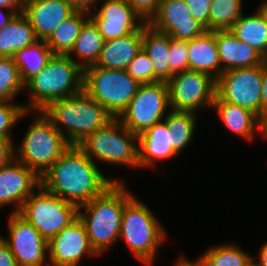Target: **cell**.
<instances>
[{"instance_id": "8d00e7d4", "label": "cell", "mask_w": 267, "mask_h": 266, "mask_svg": "<svg viewBox=\"0 0 267 266\" xmlns=\"http://www.w3.org/2000/svg\"><path fill=\"white\" fill-rule=\"evenodd\" d=\"M192 17L209 31V9L211 0H184Z\"/></svg>"}, {"instance_id": "6da1fadb", "label": "cell", "mask_w": 267, "mask_h": 266, "mask_svg": "<svg viewBox=\"0 0 267 266\" xmlns=\"http://www.w3.org/2000/svg\"><path fill=\"white\" fill-rule=\"evenodd\" d=\"M120 179L108 178L78 145H71L41 176V185L78 207L101 195Z\"/></svg>"}, {"instance_id": "7c38bea8", "label": "cell", "mask_w": 267, "mask_h": 266, "mask_svg": "<svg viewBox=\"0 0 267 266\" xmlns=\"http://www.w3.org/2000/svg\"><path fill=\"white\" fill-rule=\"evenodd\" d=\"M170 109L196 113L211 109L216 96V80L202 72L186 70L168 81Z\"/></svg>"}, {"instance_id": "ffe728a7", "label": "cell", "mask_w": 267, "mask_h": 266, "mask_svg": "<svg viewBox=\"0 0 267 266\" xmlns=\"http://www.w3.org/2000/svg\"><path fill=\"white\" fill-rule=\"evenodd\" d=\"M221 74L235 68L262 65L267 59L255 48L240 41L230 30H214Z\"/></svg>"}, {"instance_id": "7a4b0ae2", "label": "cell", "mask_w": 267, "mask_h": 266, "mask_svg": "<svg viewBox=\"0 0 267 266\" xmlns=\"http://www.w3.org/2000/svg\"><path fill=\"white\" fill-rule=\"evenodd\" d=\"M124 182H114L101 195L78 208L90 245L99 256L119 240L124 207L135 196Z\"/></svg>"}, {"instance_id": "9a60e30c", "label": "cell", "mask_w": 267, "mask_h": 266, "mask_svg": "<svg viewBox=\"0 0 267 266\" xmlns=\"http://www.w3.org/2000/svg\"><path fill=\"white\" fill-rule=\"evenodd\" d=\"M85 256L99 255L91 247L79 217L48 241L49 266H79Z\"/></svg>"}, {"instance_id": "7dc6e473", "label": "cell", "mask_w": 267, "mask_h": 266, "mask_svg": "<svg viewBox=\"0 0 267 266\" xmlns=\"http://www.w3.org/2000/svg\"><path fill=\"white\" fill-rule=\"evenodd\" d=\"M179 259V260H178ZM177 261L175 262V266H201L197 260L196 261H190L187 259V257L182 256L179 257Z\"/></svg>"}, {"instance_id": "277c9868", "label": "cell", "mask_w": 267, "mask_h": 266, "mask_svg": "<svg viewBox=\"0 0 267 266\" xmlns=\"http://www.w3.org/2000/svg\"><path fill=\"white\" fill-rule=\"evenodd\" d=\"M42 113L71 145H78L113 119L109 112L84 90L51 102Z\"/></svg>"}, {"instance_id": "ee69618b", "label": "cell", "mask_w": 267, "mask_h": 266, "mask_svg": "<svg viewBox=\"0 0 267 266\" xmlns=\"http://www.w3.org/2000/svg\"><path fill=\"white\" fill-rule=\"evenodd\" d=\"M6 10L7 12L3 11ZM16 15V13L13 10H8L5 8L0 7V30L8 24Z\"/></svg>"}, {"instance_id": "74e56055", "label": "cell", "mask_w": 267, "mask_h": 266, "mask_svg": "<svg viewBox=\"0 0 267 266\" xmlns=\"http://www.w3.org/2000/svg\"><path fill=\"white\" fill-rule=\"evenodd\" d=\"M133 9L148 23L158 11L160 0H126Z\"/></svg>"}, {"instance_id": "bcb514c9", "label": "cell", "mask_w": 267, "mask_h": 266, "mask_svg": "<svg viewBox=\"0 0 267 266\" xmlns=\"http://www.w3.org/2000/svg\"><path fill=\"white\" fill-rule=\"evenodd\" d=\"M260 120V132H259V137H262L263 139H267V110H265L261 117L259 118Z\"/></svg>"}, {"instance_id": "d4e9b609", "label": "cell", "mask_w": 267, "mask_h": 266, "mask_svg": "<svg viewBox=\"0 0 267 266\" xmlns=\"http://www.w3.org/2000/svg\"><path fill=\"white\" fill-rule=\"evenodd\" d=\"M143 51L153 65V83L169 80V35L154 30L148 23L143 26Z\"/></svg>"}, {"instance_id": "e575fe53", "label": "cell", "mask_w": 267, "mask_h": 266, "mask_svg": "<svg viewBox=\"0 0 267 266\" xmlns=\"http://www.w3.org/2000/svg\"><path fill=\"white\" fill-rule=\"evenodd\" d=\"M169 79L176 73L188 70V41L169 36Z\"/></svg>"}, {"instance_id": "ba28073f", "label": "cell", "mask_w": 267, "mask_h": 266, "mask_svg": "<svg viewBox=\"0 0 267 266\" xmlns=\"http://www.w3.org/2000/svg\"><path fill=\"white\" fill-rule=\"evenodd\" d=\"M140 83L126 70L106 69L91 65L84 69L83 90L113 118H118L127 108Z\"/></svg>"}, {"instance_id": "4fadbf2b", "label": "cell", "mask_w": 267, "mask_h": 266, "mask_svg": "<svg viewBox=\"0 0 267 266\" xmlns=\"http://www.w3.org/2000/svg\"><path fill=\"white\" fill-rule=\"evenodd\" d=\"M8 236L1 238L8 244L19 266H49L48 241L18 213L8 216Z\"/></svg>"}, {"instance_id": "60d3db41", "label": "cell", "mask_w": 267, "mask_h": 266, "mask_svg": "<svg viewBox=\"0 0 267 266\" xmlns=\"http://www.w3.org/2000/svg\"><path fill=\"white\" fill-rule=\"evenodd\" d=\"M99 0H68L76 11L92 12Z\"/></svg>"}, {"instance_id": "3957f363", "label": "cell", "mask_w": 267, "mask_h": 266, "mask_svg": "<svg viewBox=\"0 0 267 266\" xmlns=\"http://www.w3.org/2000/svg\"><path fill=\"white\" fill-rule=\"evenodd\" d=\"M83 81L84 70L70 56L54 54L44 69L25 85L29 99L28 104H23L24 109L31 116L55 100L81 93Z\"/></svg>"}, {"instance_id": "44dd1931", "label": "cell", "mask_w": 267, "mask_h": 266, "mask_svg": "<svg viewBox=\"0 0 267 266\" xmlns=\"http://www.w3.org/2000/svg\"><path fill=\"white\" fill-rule=\"evenodd\" d=\"M142 41L143 27L127 36L104 41L95 66L106 69L125 70L142 50Z\"/></svg>"}, {"instance_id": "ab89813d", "label": "cell", "mask_w": 267, "mask_h": 266, "mask_svg": "<svg viewBox=\"0 0 267 266\" xmlns=\"http://www.w3.org/2000/svg\"><path fill=\"white\" fill-rule=\"evenodd\" d=\"M0 266H18L8 244L0 236Z\"/></svg>"}, {"instance_id": "cb8c5ba5", "label": "cell", "mask_w": 267, "mask_h": 266, "mask_svg": "<svg viewBox=\"0 0 267 266\" xmlns=\"http://www.w3.org/2000/svg\"><path fill=\"white\" fill-rule=\"evenodd\" d=\"M229 30L267 59V11L261 4L254 14H242Z\"/></svg>"}, {"instance_id": "4316f807", "label": "cell", "mask_w": 267, "mask_h": 266, "mask_svg": "<svg viewBox=\"0 0 267 266\" xmlns=\"http://www.w3.org/2000/svg\"><path fill=\"white\" fill-rule=\"evenodd\" d=\"M103 44V36L98 27L89 18L81 27L79 36L67 55L84 70L88 66L96 64Z\"/></svg>"}, {"instance_id": "484cf974", "label": "cell", "mask_w": 267, "mask_h": 266, "mask_svg": "<svg viewBox=\"0 0 267 266\" xmlns=\"http://www.w3.org/2000/svg\"><path fill=\"white\" fill-rule=\"evenodd\" d=\"M38 41L29 20L21 12L0 30V57L13 58L19 50Z\"/></svg>"}, {"instance_id": "8992f818", "label": "cell", "mask_w": 267, "mask_h": 266, "mask_svg": "<svg viewBox=\"0 0 267 266\" xmlns=\"http://www.w3.org/2000/svg\"><path fill=\"white\" fill-rule=\"evenodd\" d=\"M33 124L15 147L16 159L34 170L40 177L71 146L65 136L42 113L36 111Z\"/></svg>"}, {"instance_id": "1f68e13d", "label": "cell", "mask_w": 267, "mask_h": 266, "mask_svg": "<svg viewBox=\"0 0 267 266\" xmlns=\"http://www.w3.org/2000/svg\"><path fill=\"white\" fill-rule=\"evenodd\" d=\"M242 0H211L209 31L229 30L241 17Z\"/></svg>"}, {"instance_id": "c3c4849f", "label": "cell", "mask_w": 267, "mask_h": 266, "mask_svg": "<svg viewBox=\"0 0 267 266\" xmlns=\"http://www.w3.org/2000/svg\"><path fill=\"white\" fill-rule=\"evenodd\" d=\"M246 266H257L256 260L252 259Z\"/></svg>"}, {"instance_id": "5b68a950", "label": "cell", "mask_w": 267, "mask_h": 266, "mask_svg": "<svg viewBox=\"0 0 267 266\" xmlns=\"http://www.w3.org/2000/svg\"><path fill=\"white\" fill-rule=\"evenodd\" d=\"M162 224L145 203L134 196L124 207L119 240L129 247L137 261L152 266L157 250L167 237Z\"/></svg>"}, {"instance_id": "836d02e7", "label": "cell", "mask_w": 267, "mask_h": 266, "mask_svg": "<svg viewBox=\"0 0 267 266\" xmlns=\"http://www.w3.org/2000/svg\"><path fill=\"white\" fill-rule=\"evenodd\" d=\"M26 115L29 112L24 109L23 103L0 100V138L13 139L11 130Z\"/></svg>"}, {"instance_id": "30bf717a", "label": "cell", "mask_w": 267, "mask_h": 266, "mask_svg": "<svg viewBox=\"0 0 267 266\" xmlns=\"http://www.w3.org/2000/svg\"><path fill=\"white\" fill-rule=\"evenodd\" d=\"M169 110L167 82L140 84L137 93L118 119L131 132L139 135L155 123L163 121Z\"/></svg>"}, {"instance_id": "b9f144b4", "label": "cell", "mask_w": 267, "mask_h": 266, "mask_svg": "<svg viewBox=\"0 0 267 266\" xmlns=\"http://www.w3.org/2000/svg\"><path fill=\"white\" fill-rule=\"evenodd\" d=\"M267 110V60L262 64L261 115Z\"/></svg>"}, {"instance_id": "681fc988", "label": "cell", "mask_w": 267, "mask_h": 266, "mask_svg": "<svg viewBox=\"0 0 267 266\" xmlns=\"http://www.w3.org/2000/svg\"><path fill=\"white\" fill-rule=\"evenodd\" d=\"M264 9L267 11V0H264L262 3H260Z\"/></svg>"}, {"instance_id": "2e32d148", "label": "cell", "mask_w": 267, "mask_h": 266, "mask_svg": "<svg viewBox=\"0 0 267 266\" xmlns=\"http://www.w3.org/2000/svg\"><path fill=\"white\" fill-rule=\"evenodd\" d=\"M148 24L156 31L168 34L172 39L192 40L207 29L192 15L184 0H160L158 11Z\"/></svg>"}, {"instance_id": "d590c367", "label": "cell", "mask_w": 267, "mask_h": 266, "mask_svg": "<svg viewBox=\"0 0 267 266\" xmlns=\"http://www.w3.org/2000/svg\"><path fill=\"white\" fill-rule=\"evenodd\" d=\"M126 72L140 84L153 83V65L143 49L129 63Z\"/></svg>"}, {"instance_id": "52a82bcc", "label": "cell", "mask_w": 267, "mask_h": 266, "mask_svg": "<svg viewBox=\"0 0 267 266\" xmlns=\"http://www.w3.org/2000/svg\"><path fill=\"white\" fill-rule=\"evenodd\" d=\"M78 146L95 163L99 161L139 168L138 135L126 128L118 118H113L88 135Z\"/></svg>"}, {"instance_id": "f1b7e54d", "label": "cell", "mask_w": 267, "mask_h": 266, "mask_svg": "<svg viewBox=\"0 0 267 266\" xmlns=\"http://www.w3.org/2000/svg\"><path fill=\"white\" fill-rule=\"evenodd\" d=\"M89 19V13L75 11L70 17L62 21L46 40L54 54L67 55L79 36L83 24Z\"/></svg>"}, {"instance_id": "83f0119b", "label": "cell", "mask_w": 267, "mask_h": 266, "mask_svg": "<svg viewBox=\"0 0 267 266\" xmlns=\"http://www.w3.org/2000/svg\"><path fill=\"white\" fill-rule=\"evenodd\" d=\"M53 55V51L44 40H38L14 54L13 59L24 86L44 69Z\"/></svg>"}, {"instance_id": "603a6c76", "label": "cell", "mask_w": 267, "mask_h": 266, "mask_svg": "<svg viewBox=\"0 0 267 266\" xmlns=\"http://www.w3.org/2000/svg\"><path fill=\"white\" fill-rule=\"evenodd\" d=\"M211 109H214L231 133L244 140L251 141L256 135H260L259 117L250 110L225 101H214Z\"/></svg>"}, {"instance_id": "9c48e42d", "label": "cell", "mask_w": 267, "mask_h": 266, "mask_svg": "<svg viewBox=\"0 0 267 266\" xmlns=\"http://www.w3.org/2000/svg\"><path fill=\"white\" fill-rule=\"evenodd\" d=\"M78 206L39 186L18 211L49 241L78 218Z\"/></svg>"}, {"instance_id": "ac0fdd59", "label": "cell", "mask_w": 267, "mask_h": 266, "mask_svg": "<svg viewBox=\"0 0 267 266\" xmlns=\"http://www.w3.org/2000/svg\"><path fill=\"white\" fill-rule=\"evenodd\" d=\"M75 11L68 0H24L22 9L37 39L44 41Z\"/></svg>"}, {"instance_id": "f6af8a7d", "label": "cell", "mask_w": 267, "mask_h": 266, "mask_svg": "<svg viewBox=\"0 0 267 266\" xmlns=\"http://www.w3.org/2000/svg\"><path fill=\"white\" fill-rule=\"evenodd\" d=\"M253 259H259V262H256L258 266H267V242L261 245L258 257L254 256Z\"/></svg>"}, {"instance_id": "7bdbcfd3", "label": "cell", "mask_w": 267, "mask_h": 266, "mask_svg": "<svg viewBox=\"0 0 267 266\" xmlns=\"http://www.w3.org/2000/svg\"><path fill=\"white\" fill-rule=\"evenodd\" d=\"M24 0H0V7L13 10L16 14L22 12Z\"/></svg>"}, {"instance_id": "7402d4cb", "label": "cell", "mask_w": 267, "mask_h": 266, "mask_svg": "<svg viewBox=\"0 0 267 266\" xmlns=\"http://www.w3.org/2000/svg\"><path fill=\"white\" fill-rule=\"evenodd\" d=\"M188 70L202 72L215 80L221 75V64L214 31L188 41Z\"/></svg>"}, {"instance_id": "5bb4252c", "label": "cell", "mask_w": 267, "mask_h": 266, "mask_svg": "<svg viewBox=\"0 0 267 266\" xmlns=\"http://www.w3.org/2000/svg\"><path fill=\"white\" fill-rule=\"evenodd\" d=\"M104 41L129 35L140 30L146 22L126 0H104L89 13Z\"/></svg>"}, {"instance_id": "d6986e66", "label": "cell", "mask_w": 267, "mask_h": 266, "mask_svg": "<svg viewBox=\"0 0 267 266\" xmlns=\"http://www.w3.org/2000/svg\"><path fill=\"white\" fill-rule=\"evenodd\" d=\"M175 156L179 155L172 147L171 133L164 120L138 135L139 169L155 168L157 162L170 160Z\"/></svg>"}, {"instance_id": "4dcf8cb0", "label": "cell", "mask_w": 267, "mask_h": 266, "mask_svg": "<svg viewBox=\"0 0 267 266\" xmlns=\"http://www.w3.org/2000/svg\"><path fill=\"white\" fill-rule=\"evenodd\" d=\"M253 257L238 245L222 243L207 248L197 262L201 266H246Z\"/></svg>"}, {"instance_id": "e0dca14e", "label": "cell", "mask_w": 267, "mask_h": 266, "mask_svg": "<svg viewBox=\"0 0 267 266\" xmlns=\"http://www.w3.org/2000/svg\"><path fill=\"white\" fill-rule=\"evenodd\" d=\"M41 186V177L22 162L14 159L0 168V209L14 205L12 213H18L22 203Z\"/></svg>"}, {"instance_id": "8fae6325", "label": "cell", "mask_w": 267, "mask_h": 266, "mask_svg": "<svg viewBox=\"0 0 267 266\" xmlns=\"http://www.w3.org/2000/svg\"><path fill=\"white\" fill-rule=\"evenodd\" d=\"M262 65L235 68L216 80L214 101H225L246 108L261 117Z\"/></svg>"}, {"instance_id": "d6a6232c", "label": "cell", "mask_w": 267, "mask_h": 266, "mask_svg": "<svg viewBox=\"0 0 267 266\" xmlns=\"http://www.w3.org/2000/svg\"><path fill=\"white\" fill-rule=\"evenodd\" d=\"M25 90L18 66L10 57H0V100L13 101Z\"/></svg>"}, {"instance_id": "f35d334b", "label": "cell", "mask_w": 267, "mask_h": 266, "mask_svg": "<svg viewBox=\"0 0 267 266\" xmlns=\"http://www.w3.org/2000/svg\"><path fill=\"white\" fill-rule=\"evenodd\" d=\"M13 139L0 138V168L16 159Z\"/></svg>"}, {"instance_id": "f546056e", "label": "cell", "mask_w": 267, "mask_h": 266, "mask_svg": "<svg viewBox=\"0 0 267 266\" xmlns=\"http://www.w3.org/2000/svg\"><path fill=\"white\" fill-rule=\"evenodd\" d=\"M196 115L197 113L189 111L170 109L164 118V121L168 126L169 133H171L172 147L178 155H181L180 153L194 139L193 136L197 126Z\"/></svg>"}]
</instances>
